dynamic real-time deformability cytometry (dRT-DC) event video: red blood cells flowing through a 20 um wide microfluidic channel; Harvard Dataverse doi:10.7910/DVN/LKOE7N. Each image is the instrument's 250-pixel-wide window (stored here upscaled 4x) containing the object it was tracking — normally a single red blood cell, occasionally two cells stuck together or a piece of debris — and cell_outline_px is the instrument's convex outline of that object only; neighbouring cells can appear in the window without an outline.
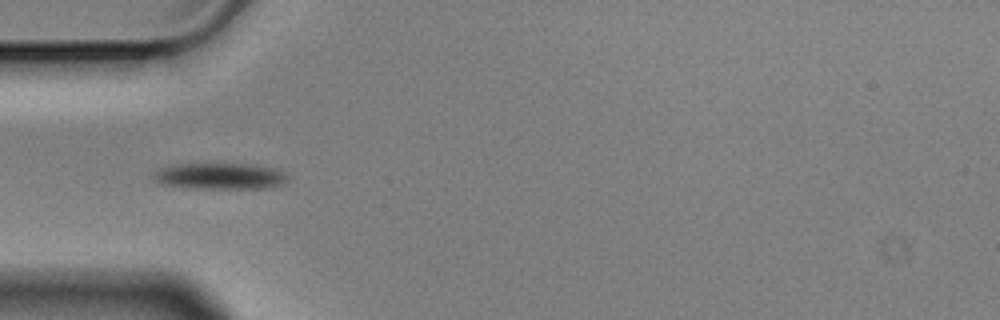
{"species": "Egyptian fruit bat (a non-hibernating species)", "species_latin": "Rousettus aegyptiacus", "temperature_condition": "cold", "stored_images_in_passage": 12, "camera_frame_rate_fps": 3000, "um_per_image_px": 0.085, "animal": {"sex": "male"}, "frame": {"image": 1, "passage_image": 2, "time_ms": 0.333, "image_size_px": [1000, 320], "cell_outline_px": [[288, 180], [284, 184], [272, 188], [192, 188], [164, 184], [156, 180], [152, 176], [152, 172], [160, 168], [172, 164], [252, 164], [272, 168], [288, 176]], "centroid_in_image_um": [18.7, 14.97], "position_along_channel_um": 66.3, "area_um2": 20.46}}
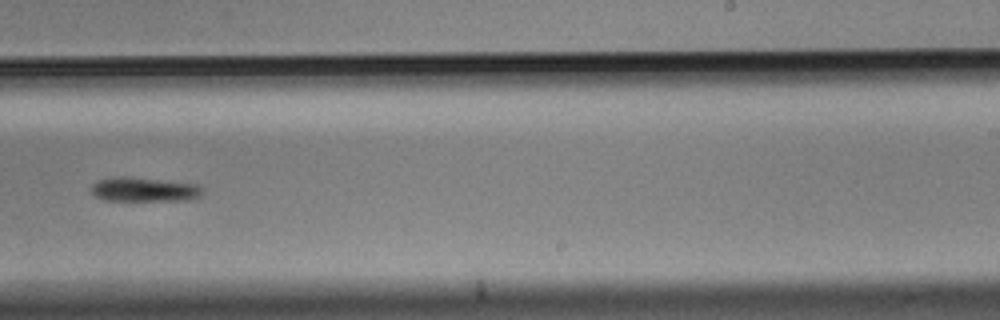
{"frame": {"image": 2, "passage_image": 7, "time_ms": 2.0, "image_size_px": [1000, 320], "cell_outline_px": [[204, 192], [200, 196], [192, 200], [104, 200], [96, 196], [92, 192], [92, 184], [96, 180], [120, 176], [124, 176], [196, 184], [204, 188]], "centroid_in_image_um": [12.28, 16.11], "position_along_channel_um": 276.7, "area_um2": 15.66}}
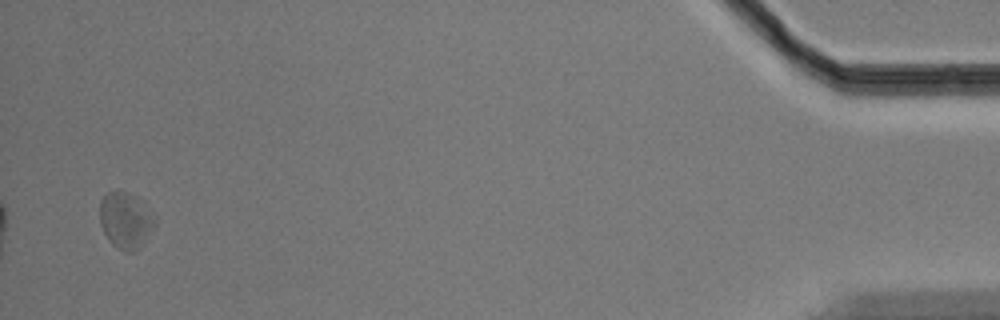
{"frame": {"image": 3, "passage_image": 12, "time_ms": 3.667, "image_size_px": [1000, 320], "cell_outline_px": [[156, 224], [140, 248], [132, 252], [128, 252], [112, 244], [104, 232], [100, 224], [100, 200], [108, 192], [128, 192], [136, 196], [156, 216]], "centroid_in_image_um": [10.7, 18.72], "position_along_channel_um": 424.5, "area_um2": 17.98}}